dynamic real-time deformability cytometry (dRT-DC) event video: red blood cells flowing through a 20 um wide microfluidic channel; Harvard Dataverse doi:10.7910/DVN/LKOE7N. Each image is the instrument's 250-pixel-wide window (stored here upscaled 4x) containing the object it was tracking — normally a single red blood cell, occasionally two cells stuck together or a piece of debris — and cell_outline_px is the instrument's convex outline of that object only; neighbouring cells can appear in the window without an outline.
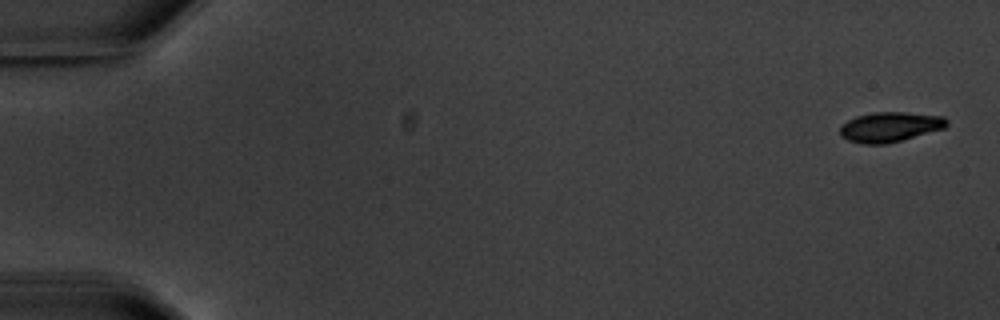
{"species": "common noctule bat (a hibernating species)", "species_latin": "Nyctalus noctula", "temperature_condition": "warm", "stored_images_in_passage": 5, "camera_frame_rate_fps": 3000, "um_per_image_px": 0.085, "animal": {"sex": "male", "body_mass_g": 20.1, "forearm_length_mm": 53.5}, "frame": {"image": 1, "passage_image": 1, "time_ms": 0.0, "image_size_px": [1000, 320], "cell_outline_px": [[948, 124], [944, 128], [900, 140], [884, 144], [860, 144], [848, 140], [840, 136], [840, 128], [848, 120], [856, 116], [872, 112], [904, 112], [944, 116], [948, 120]], "centroid_in_image_um": [75.63, 10.78], "position_along_channel_um": 9.4, "area_um2": 18.5}}
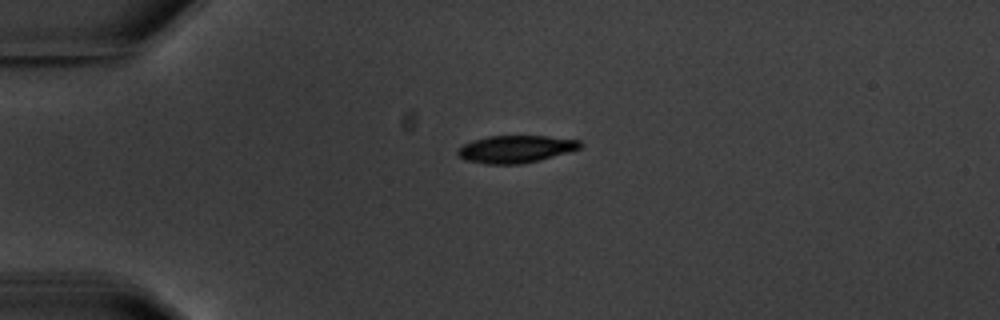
{"frame": {"image": 2, "passage_image": 4, "time_ms": 4.333, "image_size_px": [1000, 320], "cell_outline_px": [[584, 144], [580, 148], [536, 160], [520, 164], [488, 164], [464, 160], [456, 152], [456, 148], [472, 140], [488, 136], [548, 136], [580, 140]], "centroid_in_image_um": [43.78, 12.66], "position_along_channel_um": 41.2, "area_um2": 19.36}}